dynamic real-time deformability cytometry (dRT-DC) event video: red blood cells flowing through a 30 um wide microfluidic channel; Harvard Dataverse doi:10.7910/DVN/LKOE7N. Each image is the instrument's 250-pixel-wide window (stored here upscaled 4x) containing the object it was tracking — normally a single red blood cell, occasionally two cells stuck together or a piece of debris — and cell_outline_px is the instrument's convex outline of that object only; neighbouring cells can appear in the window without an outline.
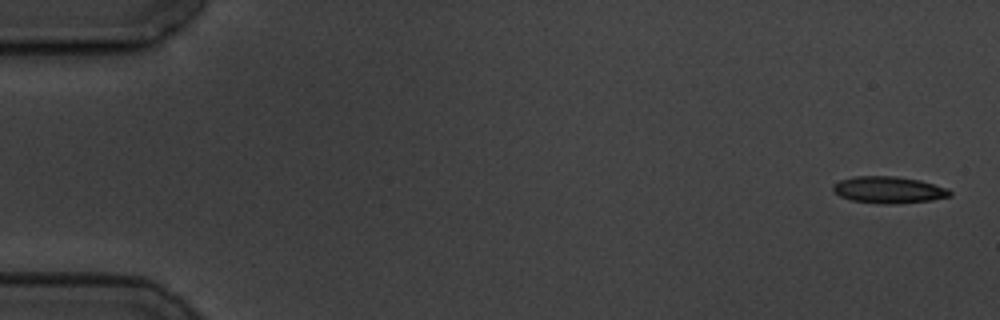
{"species": "common noctule bat (a hibernating species)", "species_latin": "Nyctalus noctula", "temperature_condition": "cold", "stored_images_in_passage": 5, "camera_frame_rate_fps": 3000, "um_per_image_px": 0.085, "animal": {"sex": "male", "body_mass_g": 19.5, "forearm_length_mm": 54.6}, "frame": {"image": 1, "passage_image": 1, "time_ms": 0.0, "image_size_px": [1000, 320], "cell_outline_px": [[952, 196], [932, 200], [896, 204], [880, 204], [852, 200], [840, 196], [832, 188], [832, 184], [840, 180], [856, 176], [896, 176], [920, 180], [948, 188], [952, 192]], "centroid_in_image_um": [75.57, 16.14], "position_along_channel_um": 9.4, "area_um2": 18.32}}
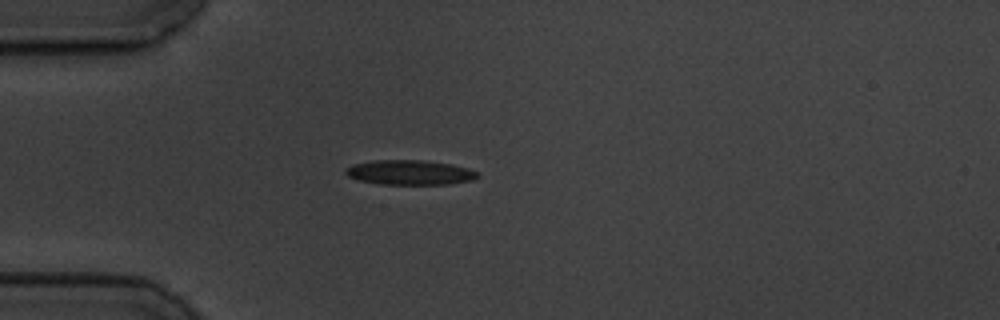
{"frame": {"image": 2, "passage_image": 5, "time_ms": 4.667, "image_size_px": [1000, 320], "cell_outline_px": [[480, 176], [472, 180], [448, 184], [380, 184], [360, 180], [348, 176], [344, 172], [344, 168], [352, 164], [372, 160], [424, 160], [452, 164], [468, 168], [480, 172]], "centroid_in_image_um": [34.84, 14.65], "position_along_channel_um": 50.2, "area_um2": 19.19}}